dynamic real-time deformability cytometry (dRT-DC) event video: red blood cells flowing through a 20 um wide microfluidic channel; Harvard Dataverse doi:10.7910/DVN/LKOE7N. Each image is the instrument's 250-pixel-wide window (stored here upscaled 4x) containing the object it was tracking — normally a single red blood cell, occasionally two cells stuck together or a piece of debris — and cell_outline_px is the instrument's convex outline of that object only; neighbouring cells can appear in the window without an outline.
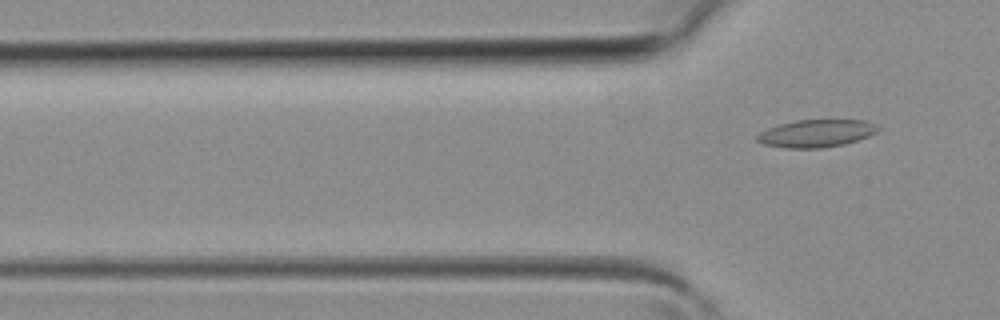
{"species": "common noctule bat (a hibernating species)", "species_latin": "Nyctalus noctula", "temperature_condition": "room temperature", "stored_images_in_passage": 5, "camera_frame_rate_fps": 3000, "um_per_image_px": 0.085, "animal": {"sex": "female", "body_mass_g": 19.3, "forearm_length_mm": 54.1}, "frame": {"image": 1, "passage_image": 5, "time_ms": 1.333, "image_size_px": [1000, 320], "cell_outline_px": [[880, 128], [876, 132], [868, 136], [844, 144], [820, 148], [788, 148], [764, 144], [756, 140], [756, 136], [760, 132], [768, 128], [780, 124], [796, 120], [864, 120]], "centroid_in_image_um": [69.35, 11.34], "position_along_channel_um": 56.4, "area_um2": 19.13}}